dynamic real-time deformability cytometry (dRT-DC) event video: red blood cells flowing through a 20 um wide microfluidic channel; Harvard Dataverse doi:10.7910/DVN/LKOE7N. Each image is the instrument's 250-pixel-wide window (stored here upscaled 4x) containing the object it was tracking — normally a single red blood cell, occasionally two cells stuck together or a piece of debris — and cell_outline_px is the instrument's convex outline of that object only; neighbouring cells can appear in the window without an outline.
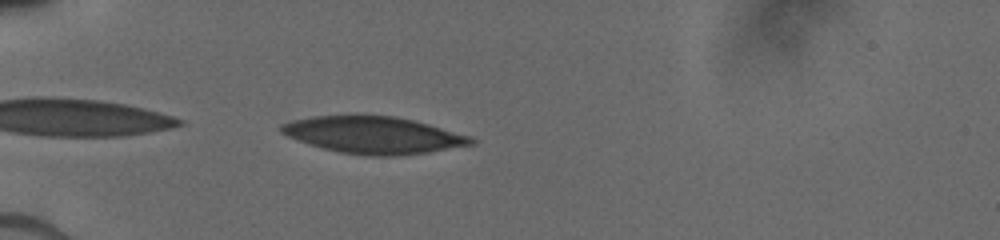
{"species": "human", "species_latin": "Homo sapiens", "temperature_condition": "cold", "stored_images_in_passage": 10, "camera_frame_rate_fps": 3000, "um_per_image_px": 0.085, "donor": {"sex": "male"}, "frame": {"image": 1, "passage_image": 10, "time_ms": 4.333, "image_size_px": [1000, 240], "cell_outline_px": [[476, 144], [428, 152], [396, 156], [372, 156], [340, 152], [324, 148], [288, 136], [280, 132], [280, 124], [288, 120], [312, 116], [396, 116], [428, 124], [472, 136], [476, 140]], "centroid_in_image_um": [31.78, 11.48], "position_along_channel_um": 53.2, "area_um2": 40.63}}